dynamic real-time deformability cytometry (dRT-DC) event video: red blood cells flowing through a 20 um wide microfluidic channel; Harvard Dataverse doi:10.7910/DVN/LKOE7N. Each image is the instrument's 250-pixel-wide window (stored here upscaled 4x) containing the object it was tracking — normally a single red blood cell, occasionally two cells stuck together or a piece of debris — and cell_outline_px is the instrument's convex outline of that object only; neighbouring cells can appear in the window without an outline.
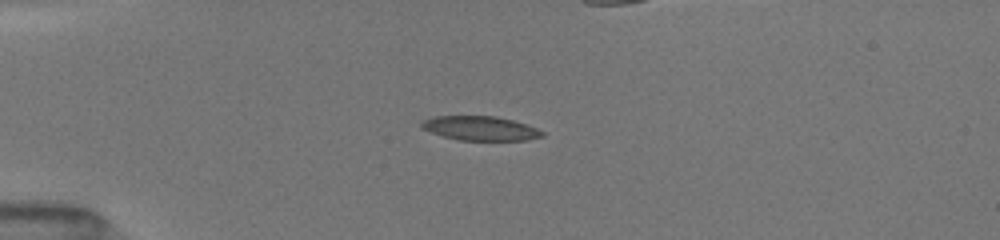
{"species": "common noctule bat (a hibernating species)", "species_latin": "Nyctalus noctula", "temperature_condition": "room temperature", "stored_images_in_passage": 51, "camera_frame_rate_fps": 3000, "um_per_image_px": 0.085, "animal": {"sex": "female", "body_mass_g": 19.5, "forearm_length_mm": 54.1}, "frame": {"image": 1, "passage_image": 13, "time_ms": 4.0, "image_size_px": [1000, 240], "cell_outline_px": [[544, 136], [524, 140], [460, 140], [444, 136], [420, 128], [420, 124], [424, 120], [432, 116], [496, 116], [512, 120], [536, 128], [544, 132]], "centroid_in_image_um": [40.8, 10.9], "position_along_channel_um": 44.2, "area_um2": 16.88}}
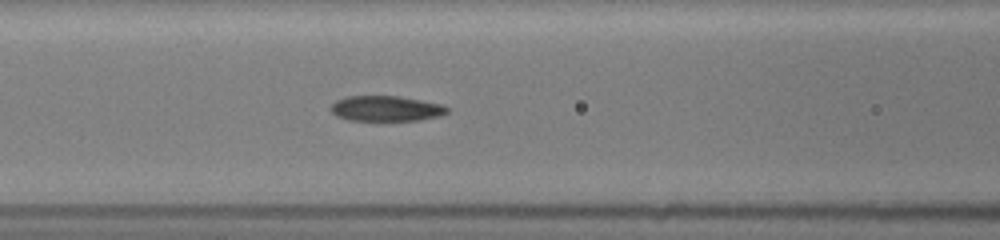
{"frame": {"image": 2, "passage_image": 22, "time_ms": 7.0, "image_size_px": [1000, 240], "cell_outline_px": [[448, 112], [440, 116], [420, 120], [348, 120], [336, 116], [328, 108], [336, 100], [348, 96], [396, 96], [444, 104], [448, 108]], "centroid_in_image_um": [32.8, 9.22], "position_along_channel_um": 133.8, "area_um2": 17.22}}
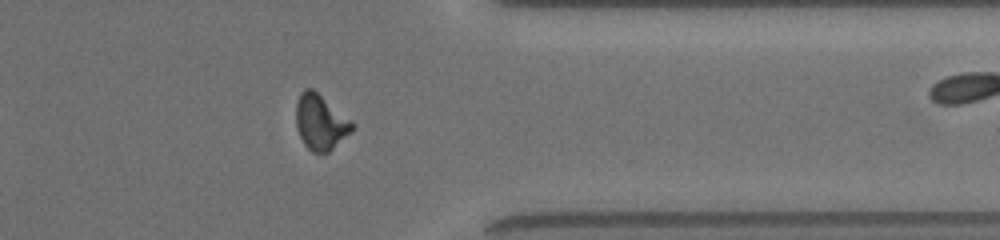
{"frame": {"image": 3, "passage_image": 41, "time_ms": 13.333, "image_size_px": [1000, 240], "cell_outline_px": [[356, 128], [352, 132], [328, 152], [312, 152], [304, 144], [300, 136], [296, 124], [296, 104], [300, 92], [304, 88], [312, 88], [356, 124]], "centroid_in_image_um": [27.26, 10.38], "position_along_channel_um": 384.1, "area_um2": 18.09}, "authors_computed_cell_mechanics": {"area_um2": 17.7446, "velocity_mm_per_s": 4.0579, "shape_relaxation_time_tau1_ms": 5.991, "shape_relaxation_time_tau2_ms": 2.6218, "deformation_change_tau1": 0.2016, "deformation_change_tau2": 0.099}}